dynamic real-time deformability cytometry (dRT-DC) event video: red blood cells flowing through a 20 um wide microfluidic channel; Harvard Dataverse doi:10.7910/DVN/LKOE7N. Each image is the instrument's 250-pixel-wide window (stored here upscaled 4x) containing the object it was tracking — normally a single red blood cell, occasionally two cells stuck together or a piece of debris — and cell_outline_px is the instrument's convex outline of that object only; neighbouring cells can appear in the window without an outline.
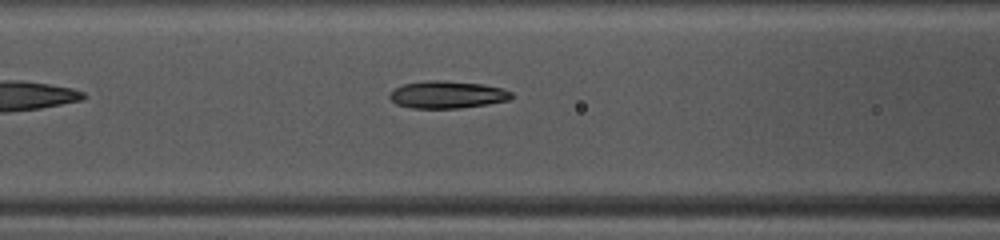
{"species": "common noctule bat (a hibernating species)", "species_latin": "Nyctalus noctula", "temperature_condition": "warm", "stored_images_in_passage": 40, "camera_frame_rate_fps": 3000, "um_per_image_px": 0.085, "animal": {"sex": "female", "body_mass_g": 10.0, "forearm_length_mm": 53.1}, "frame": {"image": 1, "passage_image": 10, "time_ms": 3.0, "image_size_px": [1000, 240], "cell_outline_px": [[512, 96], [508, 100], [488, 104], [460, 108], [412, 108], [396, 104], [388, 96], [396, 88], [404, 84], [428, 80], [440, 80], [480, 84], [500, 88], [512, 92]], "centroid_in_image_um": [38.0, 8.05], "position_along_channel_um": 128.6, "area_um2": 19.13}}
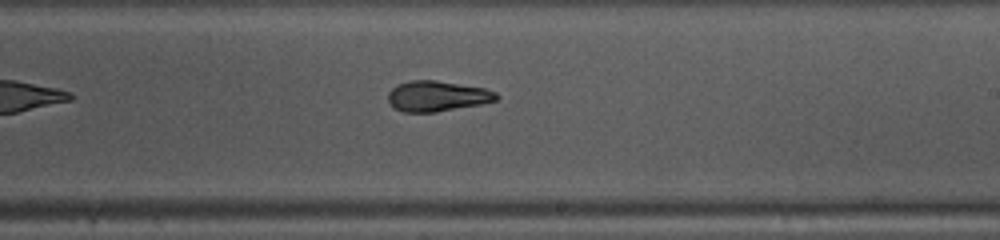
{"frame": {"image": 2, "passage_image": 19, "time_ms": 6.0, "image_size_px": [1000, 240], "cell_outline_px": [[500, 96], [496, 100], [480, 104], [436, 112], [404, 112], [396, 108], [388, 100], [388, 92], [396, 84], [412, 80], [436, 80], [484, 88], [496, 92]], "centroid_in_image_um": [37.15, 8.16], "position_along_channel_um": 251.8, "area_um2": 19.13}}
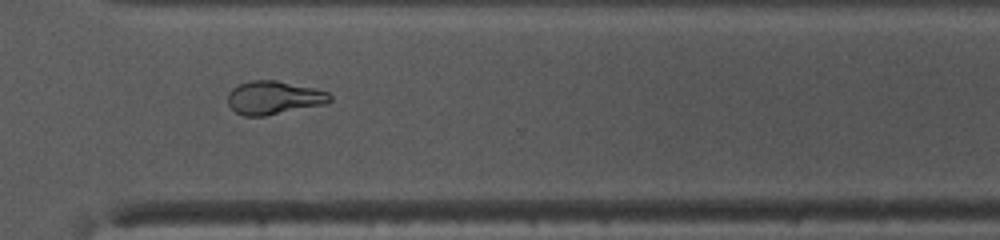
{"frame": {"image": 3, "passage_image": 26, "time_ms": 8.333, "image_size_px": [1000, 240], "cell_outline_px": [[332, 100], [328, 104], [264, 116], [244, 116], [236, 112], [228, 104], [228, 92], [232, 88], [248, 80], [276, 80], [312, 88], [328, 92], [332, 96]], "centroid_in_image_um": [23.29, 8.31], "position_along_channel_um": 347.3, "area_um2": 19.94}, "authors_computed_cell_mechanics": {"area_um2": 19.5364, "velocity_mm_per_s": 4.1094, "shape_relaxation_time_tau1_ms": 4.6854, "shape_relaxation_time_tau2_ms": 2.996, "deformation_change_tau1": 0.1986, "deformation_change_tau2": 0.0989}}